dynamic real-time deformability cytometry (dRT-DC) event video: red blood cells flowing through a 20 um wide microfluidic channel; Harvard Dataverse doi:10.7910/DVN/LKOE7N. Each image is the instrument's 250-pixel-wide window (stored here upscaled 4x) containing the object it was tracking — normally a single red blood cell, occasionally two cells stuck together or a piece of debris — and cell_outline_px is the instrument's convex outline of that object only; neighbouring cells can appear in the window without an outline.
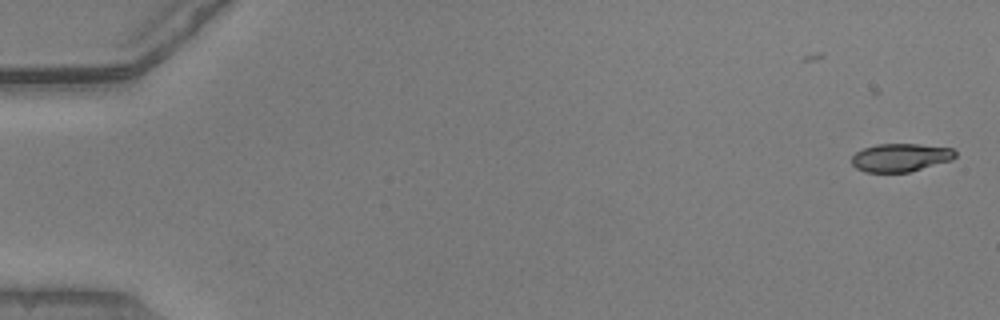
{"species": "common noctule bat (a hibernating species)", "species_latin": "Nyctalus noctula", "temperature_condition": "warm", "stored_images_in_passage": 52, "camera_frame_rate_fps": 3000, "um_per_image_px": 0.085, "animal": {"sex": "male", "body_mass_g": 20.5, "forearm_length_mm": 52.5}, "frame": {"image": 1, "passage_image": 1, "time_ms": 0.0, "image_size_px": [1000, 320], "cell_outline_px": [[956, 156], [952, 160], [908, 172], [864, 172], [856, 168], [852, 164], [852, 156], [856, 152], [864, 148], [876, 144], [920, 144], [952, 148], [956, 152]], "centroid_in_image_um": [76.54, 13.39], "position_along_channel_um": 8.5, "area_um2": 16.99}}
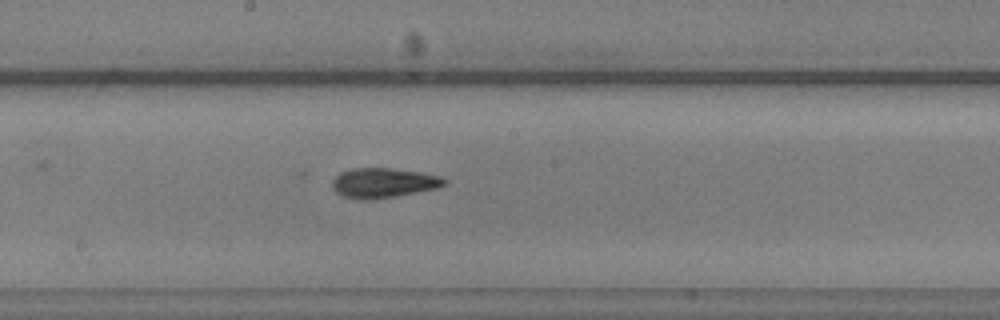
{"frame": {"image": 2, "passage_image": 29, "time_ms": 9.333, "image_size_px": [1000, 320], "cell_outline_px": [[448, 184], [436, 188], [376, 200], [364, 200], [344, 196], [336, 192], [332, 188], [332, 180], [340, 172], [352, 168], [392, 168], [420, 172], [440, 176], [448, 180]], "centroid_in_image_um": [32.59, 15.54], "position_along_channel_um": 215.6, "area_um2": 19.59}}
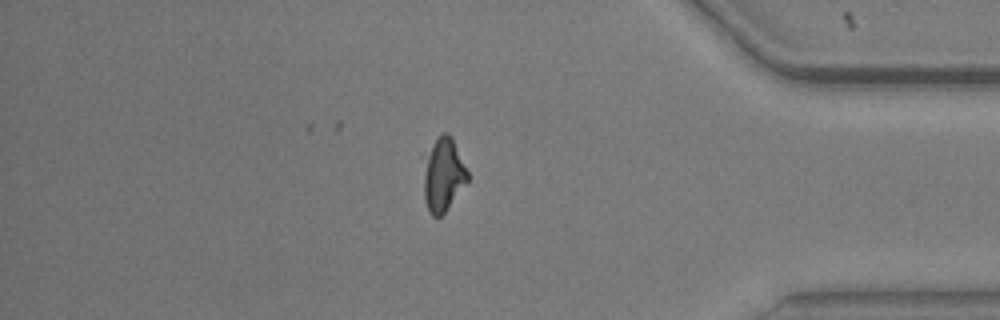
{"frame": {"image": 3, "passage_image": 45, "time_ms": 14.667, "image_size_px": [1000, 320], "cell_outline_px": [[468, 180], [444, 212], [440, 216], [432, 216], [428, 212], [424, 200], [420, 156], [420, 152], [444, 132], [448, 132], [452, 136], [468, 172]], "centroid_in_image_um": [37.57, 14.77], "position_along_channel_um": 397.6, "area_um2": 19.83}, "authors_computed_cell_mechanics": {"area_um2": 18.4382, "velocity_mm_per_s": 3.9036, "shape_relaxation_time_tau1_ms": 3.5281, "shape_relaxation_time_tau2_ms": 2.7138, "deformation_change_tau1": 0.1585, "deformation_change_tau2": 0.0822}}